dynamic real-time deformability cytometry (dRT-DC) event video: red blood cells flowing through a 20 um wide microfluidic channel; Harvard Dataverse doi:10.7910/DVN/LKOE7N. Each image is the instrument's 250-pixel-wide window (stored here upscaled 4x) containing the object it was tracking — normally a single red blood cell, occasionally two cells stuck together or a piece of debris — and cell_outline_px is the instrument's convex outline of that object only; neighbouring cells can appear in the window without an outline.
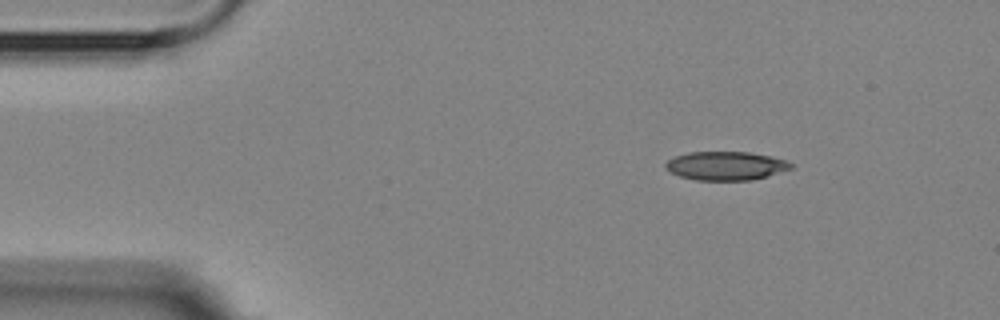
{"species": "Egyptian fruit bat (a non-hibernating species)", "species_latin": "Rousettus aegyptiacus", "temperature_condition": "room temperature", "stored_images_in_passage": 4, "camera_frame_rate_fps": 3000, "um_per_image_px": 0.085, "animal": {"sex": "female"}, "frame": {"image": 1, "passage_image": 1, "time_ms": 0.0, "image_size_px": [1000, 320], "cell_outline_px": [[792, 168], [768, 176], [752, 180], [696, 180], [680, 176], [664, 168], [664, 164], [668, 160], [676, 156], [688, 152], [748, 152], [772, 156], [784, 160], [792, 164]], "centroid_in_image_um": [61.69, 14.09], "position_along_channel_um": 23.3, "area_um2": 20.87}}
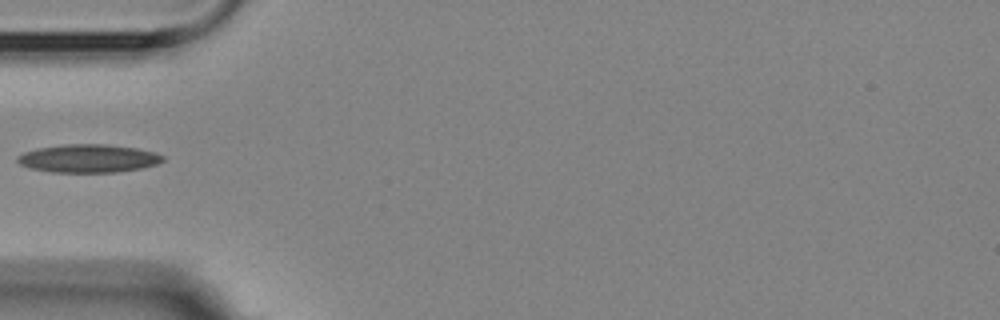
{"frame": {"image": 2, "passage_image": 4, "time_ms": 3.333, "image_size_px": [1000, 320], "cell_outline_px": [[164, 160], [156, 164], [140, 168], [116, 172], [52, 172], [32, 168], [20, 164], [16, 160], [16, 156], [24, 152], [40, 148], [64, 144], [108, 144], [136, 148], [156, 152], [164, 156]], "centroid_in_image_um": [7.52, 13.46], "position_along_channel_um": 77.5, "area_um2": 23.76}}